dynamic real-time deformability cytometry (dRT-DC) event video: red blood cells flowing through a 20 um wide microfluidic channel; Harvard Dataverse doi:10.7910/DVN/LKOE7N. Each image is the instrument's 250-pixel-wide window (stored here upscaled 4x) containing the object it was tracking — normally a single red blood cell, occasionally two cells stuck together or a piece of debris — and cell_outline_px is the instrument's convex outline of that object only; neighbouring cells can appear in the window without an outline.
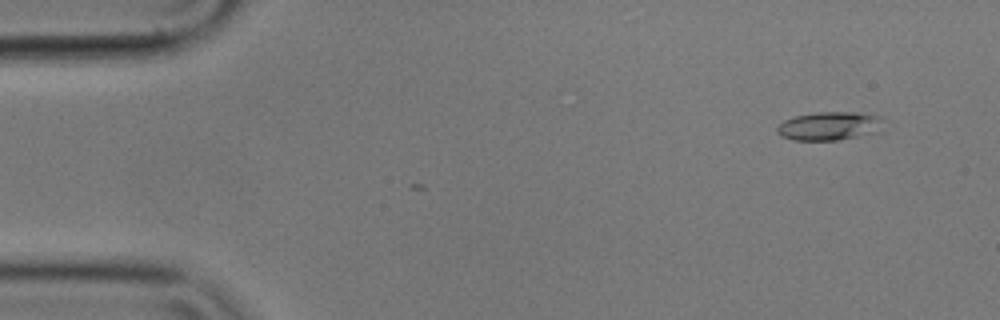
{"species": "common noctule bat (a hibernating species)", "species_latin": "Nyctalus noctula", "temperature_condition": "cold", "stored_images_in_passage": 3, "camera_frame_rate_fps": 3000, "um_per_image_px": 0.085, "animal": {"sex": "male", "body_mass_g": 17.9}, "frame": {"image": 1, "passage_image": 1, "time_ms": 0.0, "image_size_px": [1000, 320], "cell_outline_px": [[880, 132], [840, 140], [792, 140], [780, 136], [776, 132], [776, 128], [784, 120], [796, 116], [816, 112], [856, 112], [880, 116]], "centroid_in_image_um": [70.46, 10.72], "position_along_channel_um": 14.5, "area_um2": 17.69}}